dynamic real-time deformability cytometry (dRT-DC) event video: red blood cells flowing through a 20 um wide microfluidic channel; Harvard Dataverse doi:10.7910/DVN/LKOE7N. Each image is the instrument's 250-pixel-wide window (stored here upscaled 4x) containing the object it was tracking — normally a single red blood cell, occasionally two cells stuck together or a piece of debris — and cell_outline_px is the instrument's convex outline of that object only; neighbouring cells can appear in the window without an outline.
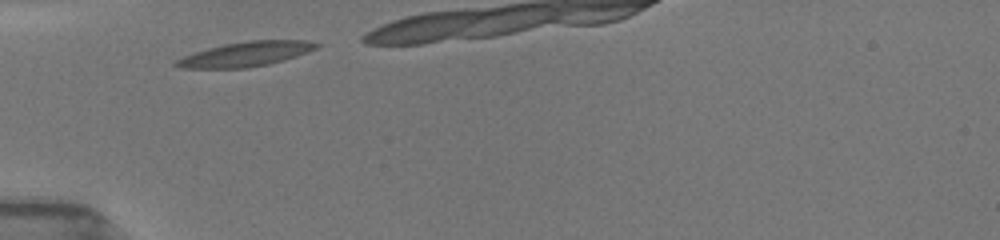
{"species": "common noctule bat (a hibernating species)", "species_latin": "Nyctalus noctula", "temperature_condition": "room temperature", "stored_images_in_passage": 9, "camera_frame_rate_fps": 3000, "um_per_image_px": 0.085, "animal": {"sex": "female", "body_mass_g": 19.5, "forearm_length_mm": 54.1}, "frame": {"image": 1, "passage_image": 1, "time_ms": 0.0, "image_size_px": [1000, 240], "cell_outline_px": [[320, 44], [316, 48], [296, 56], [284, 60], [268, 64], [248, 68], [180, 68], [172, 64], [176, 60], [184, 56], [208, 48], [224, 44], [248, 40], [308, 40]], "centroid_in_image_um": [20.88, 4.6], "position_along_channel_um": 64.1, "area_um2": 20.06}}
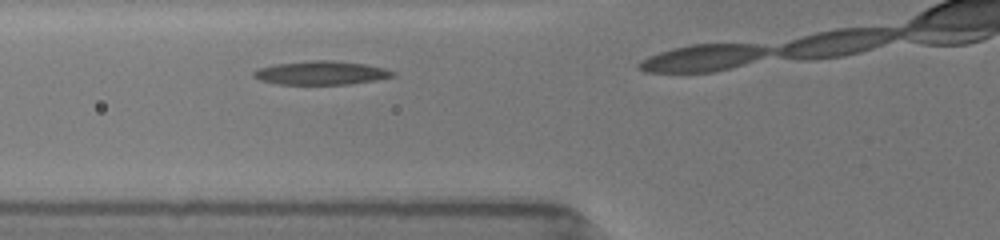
{"frame": {"image": 2, "passage_image": 4, "time_ms": 1.0, "image_size_px": [1000, 240], "cell_outline_px": [[396, 72], [392, 76], [376, 80], [348, 84], [276, 84], [260, 80], [252, 76], [252, 72], [256, 68], [276, 64], [304, 60], [328, 60], [364, 64], [384, 68]], "centroid_in_image_um": [27.22, 6.19], "position_along_channel_um": 98.6, "area_um2": 19.19}}